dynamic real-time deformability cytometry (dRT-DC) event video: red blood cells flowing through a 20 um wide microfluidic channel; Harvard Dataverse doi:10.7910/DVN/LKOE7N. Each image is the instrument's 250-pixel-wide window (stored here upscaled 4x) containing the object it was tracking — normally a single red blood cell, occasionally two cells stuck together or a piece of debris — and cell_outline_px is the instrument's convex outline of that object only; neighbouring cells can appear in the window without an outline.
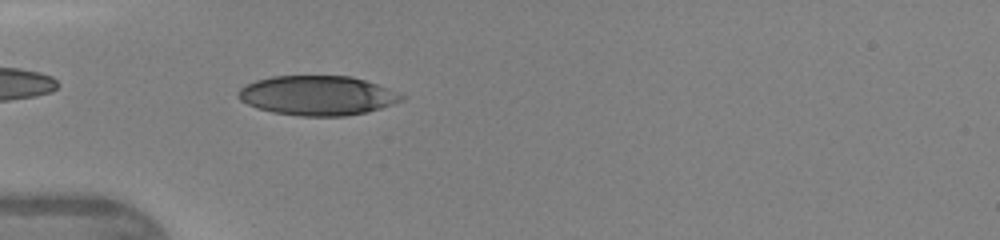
{"species": "human", "species_latin": "Homo sapiens", "temperature_condition": "warm", "stored_images_in_passage": 43, "camera_frame_rate_fps": 3000, "um_per_image_px": 0.085, "donor": {"sex": "female"}, "frame": {"image": 1, "passage_image": 13, "time_ms": 4.0, "image_size_px": [1000, 240], "cell_outline_px": [[404, 100], [380, 108], [364, 112], [344, 116], [300, 116], [272, 112], [256, 108], [240, 100], [236, 96], [236, 92], [240, 88], [256, 80], [272, 76], [352, 76], [376, 84], [404, 96]], "centroid_in_image_um": [26.92, 8.12], "position_along_channel_um": 58.1, "area_um2": 37.4}}
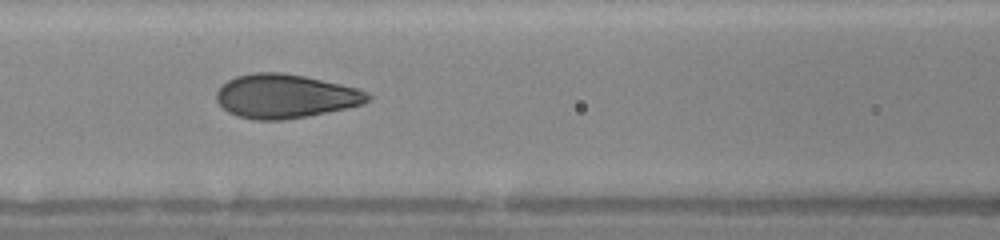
{"frame": {"image": 2, "passage_image": 19, "time_ms": 6.0, "image_size_px": [1000, 240], "cell_outline_px": [[372, 100], [364, 104], [308, 116], [284, 120], [256, 120], [236, 116], [228, 112], [216, 100], [216, 92], [228, 80], [236, 76], [252, 72], [280, 72], [304, 76], [360, 88], [368, 92], [372, 96]], "centroid_in_image_um": [24.29, 8.18], "position_along_channel_um": 142.3, "area_um2": 38.96}}
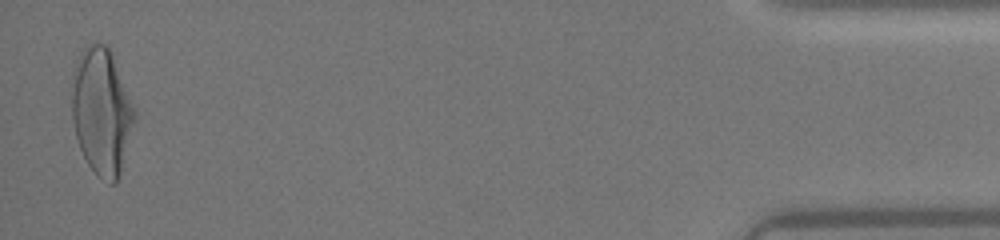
{"frame": {"image": 3, "passage_image": 43, "time_ms": 14.0, "image_size_px": [1000, 240], "cell_outline_px": [[136, 120], [120, 172], [116, 184], [112, 184], [100, 176], [88, 164], [80, 148], [76, 136], [72, 120], [68, 88], [72, 72], [84, 48], [88, 44], [104, 44], [108, 48], [112, 56], [136, 108]], "centroid_in_image_um": [8.61, 9.45], "position_along_channel_um": 426.6, "area_um2": 46.53}}